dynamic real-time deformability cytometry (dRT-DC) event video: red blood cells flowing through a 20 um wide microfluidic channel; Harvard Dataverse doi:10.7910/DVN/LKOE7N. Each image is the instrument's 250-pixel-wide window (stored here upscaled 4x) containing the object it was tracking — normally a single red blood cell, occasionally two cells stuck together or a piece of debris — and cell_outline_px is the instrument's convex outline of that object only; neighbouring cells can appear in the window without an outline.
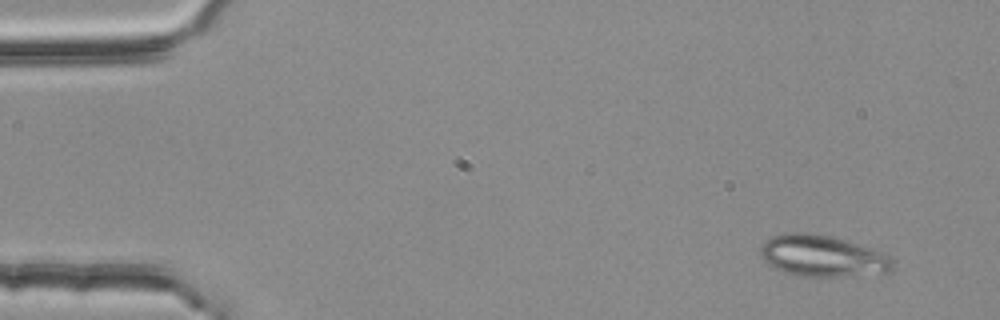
{"species": "common noctule bat (a hibernating species)", "species_latin": "Nyctalus noctula", "temperature_condition": "room temperature", "stored_images_in_passage": 4, "camera_frame_rate_fps": 3000, "um_per_image_px": 0.085, "animal": {"sex": "female", "body_mass_g": 25.1}, "frame": {"image": 1, "passage_image": 1, "time_ms": 0.0, "image_size_px": [1000, 320], "cell_outline_px": [[892, 268], [888, 272], [840, 276], [800, 276], [784, 272], [776, 268], [764, 260], [760, 256], [760, 248], [764, 240], [772, 236], [792, 232], [808, 232], [832, 236], [884, 252], [892, 260]], "centroid_in_image_um": [69.87, 21.74], "position_along_channel_um": 15.1, "area_um2": 31.73}}